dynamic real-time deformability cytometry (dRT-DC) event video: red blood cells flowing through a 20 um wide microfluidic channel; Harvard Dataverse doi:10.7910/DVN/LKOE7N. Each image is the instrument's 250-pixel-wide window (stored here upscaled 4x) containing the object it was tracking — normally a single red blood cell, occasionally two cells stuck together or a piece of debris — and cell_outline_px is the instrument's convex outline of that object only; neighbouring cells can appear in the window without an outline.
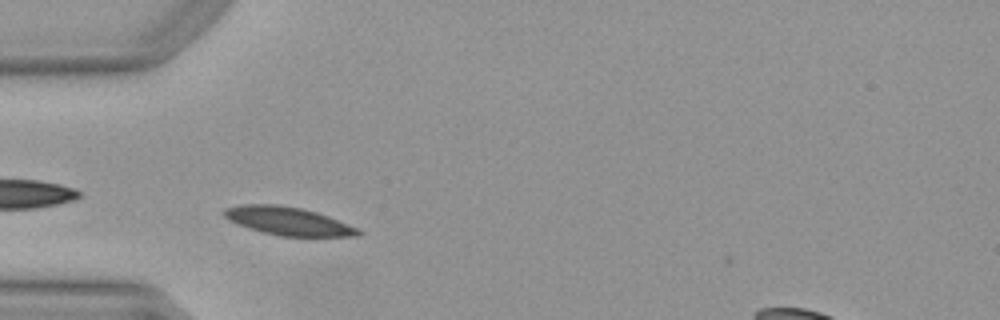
{"species": "Egyptian fruit bat (a non-hibernating species)", "species_latin": "Rousettus aegyptiacus", "temperature_condition": "warm", "stored_images_in_passage": 36, "camera_frame_rate_fps": 3000, "um_per_image_px": 0.085, "animal": {"sex": "female"}, "frame": {"image": 1, "passage_image": 3, "time_ms": 0.667, "image_size_px": [1000, 320], "cell_outline_px": [[364, 232], [360, 236], [280, 236], [248, 228], [236, 224], [228, 220], [220, 212], [224, 208], [240, 204], [276, 204], [300, 208], [316, 212], [328, 216], [360, 228]], "centroid_in_image_um": [24.48, 18.79], "position_along_channel_um": 60.5, "area_um2": 22.25}}
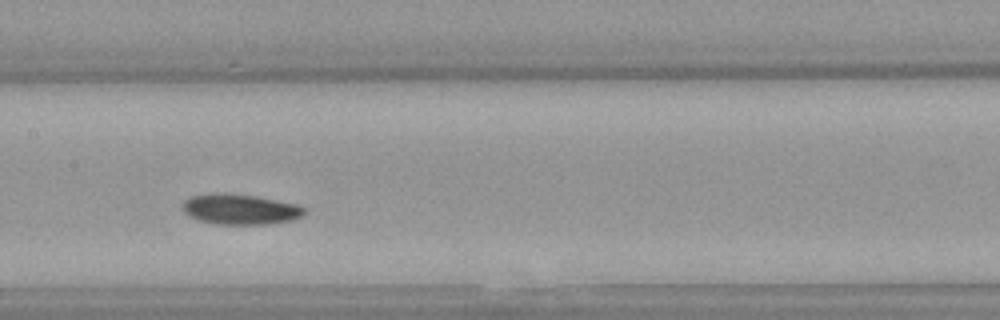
{"frame": {"image": 2, "passage_image": 13, "time_ms": 4.0, "image_size_px": [1000, 320], "cell_outline_px": [[304, 212], [300, 216], [292, 220], [272, 224], [216, 224], [200, 220], [188, 216], [180, 208], [184, 200], [192, 196], [256, 196], [296, 204], [304, 208]], "centroid_in_image_um": [20.43, 17.84], "position_along_channel_um": 187.0, "area_um2": 20.63}}
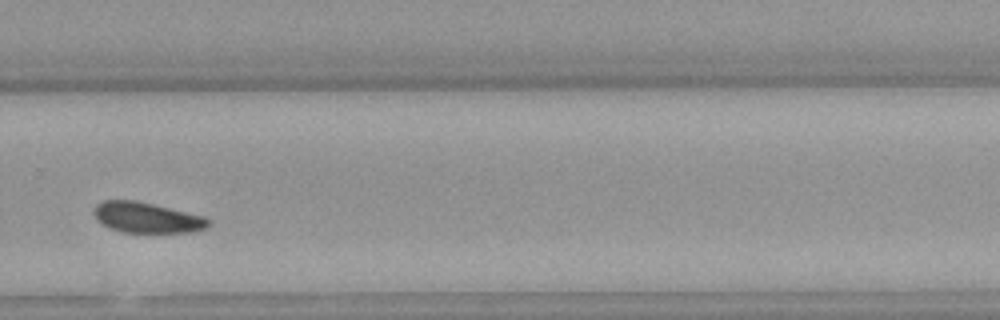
{"frame": {"image": 3, "passage_image": 23, "time_ms": 7.333, "image_size_px": [1000, 320], "cell_outline_px": [[212, 224], [208, 228], [192, 232], [120, 232], [108, 228], [100, 224], [96, 220], [92, 212], [92, 208], [96, 204], [104, 200], [132, 200], [152, 204], [204, 216], [212, 220]], "centroid_in_image_um": [12.46, 18.5], "position_along_channel_um": 317.3, "area_um2": 20.69}, "authors_computed_cell_mechanics": {"area_um2": 21.3282, "velocity_mm_per_s": 3.925, "shape_relaxation_time_tau1_ms": 2.757, "shape_relaxation_time_tau2_ms": null, "deformation_change_tau1": 0.0822, "deformation_change_tau2": null}}